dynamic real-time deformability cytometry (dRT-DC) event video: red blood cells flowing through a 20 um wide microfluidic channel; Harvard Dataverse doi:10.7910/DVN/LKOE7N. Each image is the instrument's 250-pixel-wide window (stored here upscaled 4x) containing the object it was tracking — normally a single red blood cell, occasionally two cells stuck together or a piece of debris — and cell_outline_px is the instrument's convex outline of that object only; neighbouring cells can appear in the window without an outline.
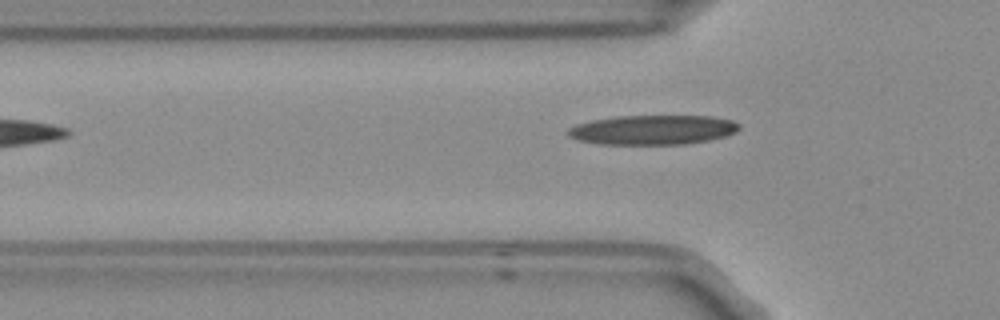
{"species": "Egyptian fruit bat (a non-hibernating species)", "species_latin": "Rousettus aegyptiacus", "temperature_condition": "room temperature", "stored_images_in_passage": 2, "camera_frame_rate_fps": 3000, "um_per_image_px": 0.085, "frame": {"image": 1, "passage_image": 2, "time_ms": 0.333, "image_size_px": [1000, 320], "cell_outline_px": [[740, 128], [736, 132], [724, 136], [708, 140], [684, 144], [600, 144], [580, 140], [568, 136], [568, 128], [576, 124], [592, 120], [616, 116], [712, 116], [732, 120], [740, 124]], "centroid_in_image_um": [55.5, 11.03], "position_along_channel_um": 70.3, "area_um2": 29.42}}